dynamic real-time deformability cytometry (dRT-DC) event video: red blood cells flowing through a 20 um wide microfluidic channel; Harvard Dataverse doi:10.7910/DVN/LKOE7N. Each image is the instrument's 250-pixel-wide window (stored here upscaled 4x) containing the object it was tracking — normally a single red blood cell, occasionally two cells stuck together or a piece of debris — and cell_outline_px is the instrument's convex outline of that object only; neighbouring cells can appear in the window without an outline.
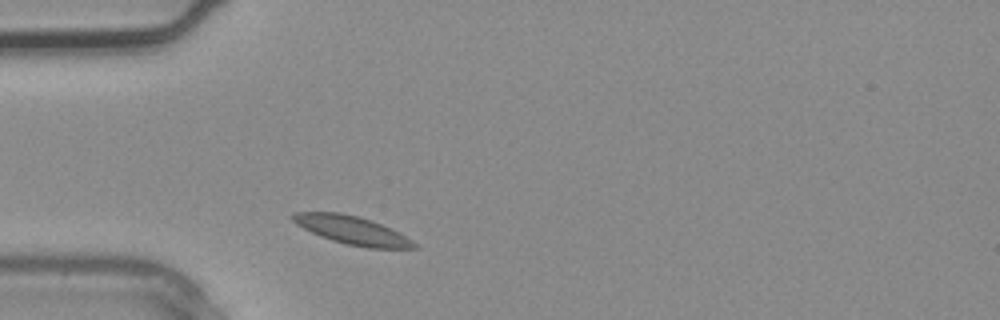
{"species": "common noctule bat (a hibernating species)", "species_latin": "Nyctalus noctula", "temperature_condition": "warm", "stored_images_in_passage": 1, "camera_frame_rate_fps": 3000, "um_per_image_px": 0.085, "animal": {"sex": "male", "body_mass_g": 20.4}, "frame": {"image": 1, "passage_image": 1, "time_ms": 0.0, "image_size_px": [1000, 320], "cell_outline_px": [[420, 248], [368, 248], [348, 244], [332, 240], [320, 236], [296, 224], [288, 216], [292, 212], [340, 212], [372, 220], [412, 240]], "centroid_in_image_um": [29.87, 19.55], "position_along_channel_um": 55.1, "area_um2": 19.71}}